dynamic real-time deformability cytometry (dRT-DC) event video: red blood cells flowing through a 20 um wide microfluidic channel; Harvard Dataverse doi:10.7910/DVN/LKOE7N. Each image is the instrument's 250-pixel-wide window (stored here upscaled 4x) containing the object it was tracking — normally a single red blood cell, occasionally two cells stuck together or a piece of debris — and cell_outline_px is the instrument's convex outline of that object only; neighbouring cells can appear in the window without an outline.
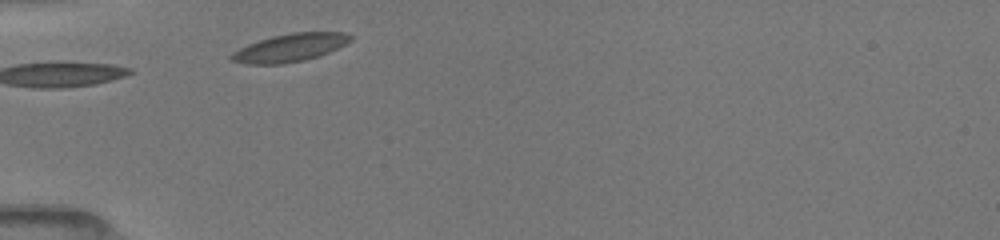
{"species": "common noctule bat (a hibernating species)", "species_latin": "Nyctalus noctula", "temperature_condition": "room temperature", "stored_images_in_passage": 4, "camera_frame_rate_fps": 3000, "um_per_image_px": 0.085, "animal": {"sex": "female", "body_mass_g": 19.5, "forearm_length_mm": 54.1}, "frame": {"image": 1, "passage_image": 1, "time_ms": 0.0, "image_size_px": [1000, 240], "cell_outline_px": [[352, 40], [328, 52], [304, 60], [284, 64], [248, 64], [228, 60], [228, 56], [232, 52], [248, 44], [272, 36], [292, 32], [344, 32], [352, 36]], "centroid_in_image_um": [24.6, 4.05], "position_along_channel_um": 60.4, "area_um2": 19.31}}